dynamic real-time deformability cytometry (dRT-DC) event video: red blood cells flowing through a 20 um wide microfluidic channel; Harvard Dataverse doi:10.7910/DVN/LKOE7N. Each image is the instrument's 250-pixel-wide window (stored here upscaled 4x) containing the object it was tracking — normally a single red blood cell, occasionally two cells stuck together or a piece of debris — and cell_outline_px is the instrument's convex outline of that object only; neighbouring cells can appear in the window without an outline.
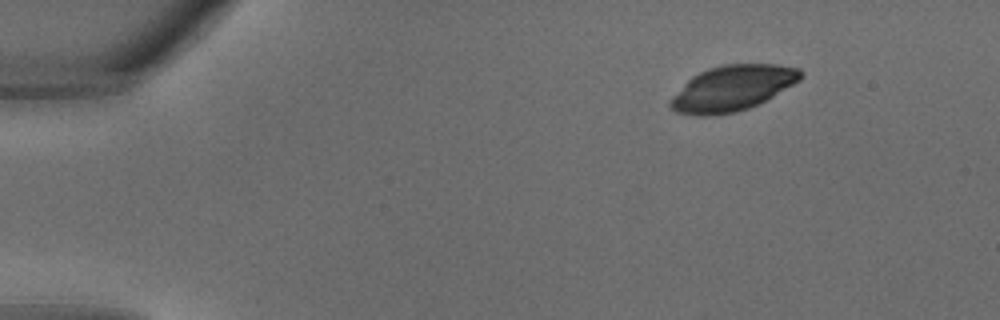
{"species": "common noctule bat (a hibernating species)", "species_latin": "Nyctalus noctula", "temperature_condition": "warm", "stored_images_in_passage": 20, "camera_frame_rate_fps": 3000, "um_per_image_px": 0.085, "animal": {"sex": "male", "body_mass_g": 18.8}, "frame": {"image": 1, "passage_image": 1, "time_ms": 0.0, "image_size_px": [1000, 320], "cell_outline_px": [[804, 76], [800, 80], [772, 96], [748, 108], [736, 112], [704, 116], [700, 116], [676, 112], [668, 104], [668, 100], [692, 76], [708, 68], [724, 64], [776, 64], [800, 68], [804, 72]], "centroid_in_image_um": [62.25, 7.48], "position_along_channel_um": 22.8, "area_um2": 34.28}}